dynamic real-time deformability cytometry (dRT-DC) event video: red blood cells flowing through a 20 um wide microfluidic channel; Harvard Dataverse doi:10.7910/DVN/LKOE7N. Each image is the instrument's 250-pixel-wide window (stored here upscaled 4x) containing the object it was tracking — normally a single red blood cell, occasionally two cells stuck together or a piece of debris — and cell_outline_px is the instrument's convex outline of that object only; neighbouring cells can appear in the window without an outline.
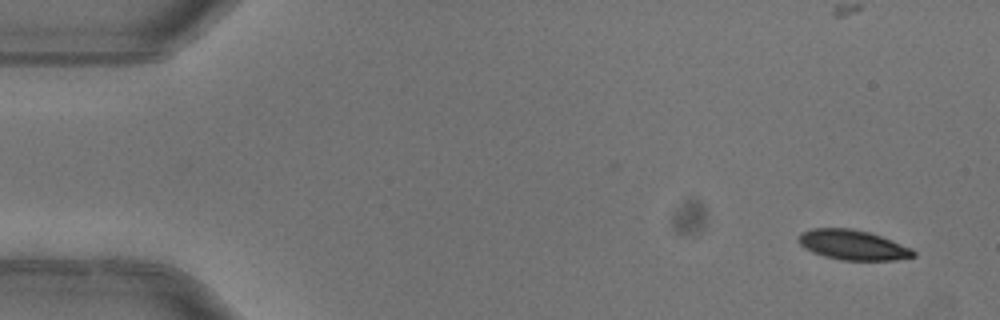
{"species": "common noctule bat (a hibernating species)", "species_latin": "Nyctalus noctula", "temperature_condition": "warm", "stored_images_in_passage": 5, "camera_frame_rate_fps": 3000, "um_per_image_px": 0.085, "animal": {"sex": "female"}, "frame": {"image": 1, "passage_image": 1, "time_ms": 0.0, "image_size_px": [1000, 320], "cell_outline_px": [[916, 256], [896, 260], [840, 260], [824, 256], [812, 252], [804, 248], [800, 244], [800, 236], [804, 232], [812, 228], [852, 228], [868, 232], [880, 236], [912, 248], [916, 252]], "centroid_in_image_um": [72.52, 20.83], "position_along_channel_um": 12.5, "area_um2": 19.88}}
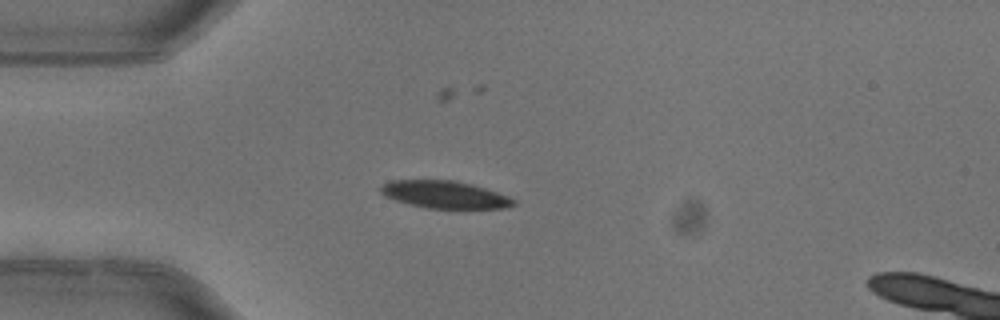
{"frame": {"image": 2, "passage_image": 4, "time_ms": 1.0, "image_size_px": [1000, 320], "cell_outline_px": [[516, 204], [504, 208], [428, 208], [408, 204], [396, 200], [380, 192], [380, 188], [384, 184], [392, 180], [452, 180], [472, 184], [508, 196], [516, 200]], "centroid_in_image_um": [37.82, 16.54], "position_along_channel_um": 47.2, "area_um2": 20.92}}